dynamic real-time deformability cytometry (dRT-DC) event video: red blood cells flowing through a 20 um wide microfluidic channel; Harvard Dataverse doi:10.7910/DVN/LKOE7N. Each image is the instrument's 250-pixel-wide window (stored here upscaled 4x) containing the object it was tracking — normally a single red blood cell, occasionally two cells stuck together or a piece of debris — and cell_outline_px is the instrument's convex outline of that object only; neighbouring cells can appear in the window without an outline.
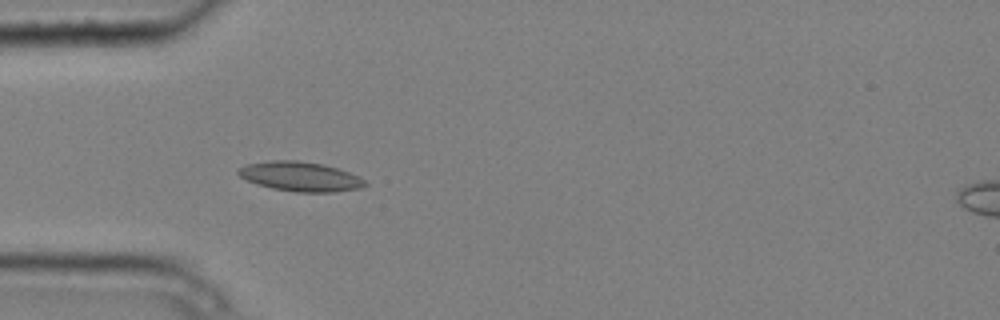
{"species": "common noctule bat (a hibernating species)", "species_latin": "Nyctalus noctula", "temperature_condition": "cold", "stored_images_in_passage": 5, "camera_frame_rate_fps": 3000, "um_per_image_px": 0.085, "animal": {"sex": "male", "body_mass_g": 20.4}, "frame": {"image": 1, "passage_image": 5, "time_ms": 1.333, "image_size_px": [1000, 320], "cell_outline_px": [[368, 184], [360, 188], [336, 192], [296, 192], [272, 188], [256, 184], [240, 176], [236, 172], [236, 168], [248, 164], [272, 160], [296, 160], [324, 164], [348, 172], [364, 180]], "centroid_in_image_um": [25.5, 15.0], "position_along_channel_um": 59.5, "area_um2": 21.73}}